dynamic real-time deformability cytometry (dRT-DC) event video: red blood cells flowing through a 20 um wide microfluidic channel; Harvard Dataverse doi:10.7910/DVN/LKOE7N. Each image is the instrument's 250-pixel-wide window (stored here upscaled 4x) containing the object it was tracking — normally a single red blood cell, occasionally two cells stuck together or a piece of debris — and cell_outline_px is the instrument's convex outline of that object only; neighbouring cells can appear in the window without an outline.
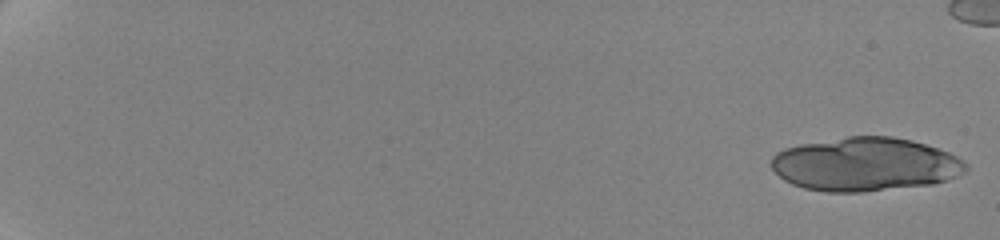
{"species": "human", "species_latin": "Homo sapiens", "temperature_condition": "cold", "stored_images_in_passage": 12, "camera_frame_rate_fps": 3000, "um_per_image_px": 0.085, "donor": {"sex": "female"}, "frame": {"image": 1, "passage_image": 1, "time_ms": 0.0, "image_size_px": [1000, 240], "cell_outline_px": [[968, 168], [964, 172], [956, 176], [932, 184], [860, 192], [828, 192], [804, 188], [792, 184], [784, 180], [772, 168], [772, 156], [776, 152], [784, 148], [800, 144], [848, 136], [892, 136], [912, 140], [948, 152], [964, 160], [968, 164]], "centroid_in_image_um": [73.53, 13.96], "position_along_channel_um": 11.5, "area_um2": 60.63}}